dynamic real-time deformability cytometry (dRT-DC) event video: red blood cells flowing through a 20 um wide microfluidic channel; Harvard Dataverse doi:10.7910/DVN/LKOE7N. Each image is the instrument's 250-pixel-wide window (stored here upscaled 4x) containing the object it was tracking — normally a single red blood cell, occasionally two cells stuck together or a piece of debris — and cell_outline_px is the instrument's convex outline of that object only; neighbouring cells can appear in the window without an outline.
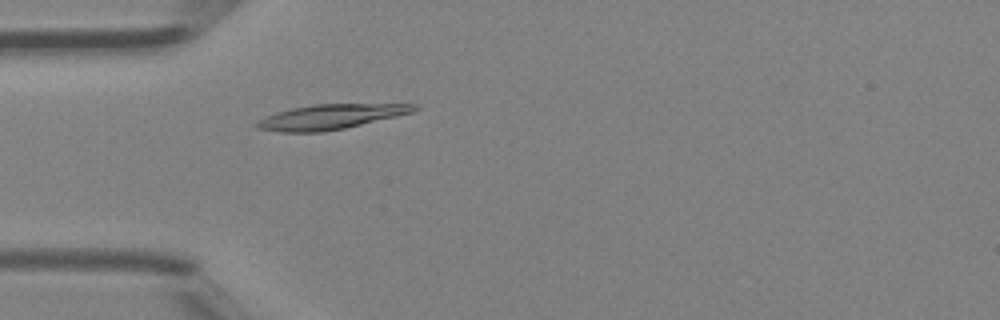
{"species": "Egyptian fruit bat (a non-hibernating species)", "species_latin": "Rousettus aegyptiacus", "temperature_condition": "room temperature", "stored_images_in_passage": 3, "camera_frame_rate_fps": 3000, "um_per_image_px": 0.085, "animal": {"sex": "female"}, "frame": {"image": 1, "passage_image": 3, "time_ms": 0.667, "image_size_px": [1000, 320], "cell_outline_px": [[420, 108], [412, 112], [396, 116], [344, 128], [324, 132], [280, 132], [256, 128], [256, 124], [260, 120], [276, 112], [292, 108], [316, 104], [420, 104]], "centroid_in_image_um": [28.13, 9.92], "position_along_channel_um": 56.9, "area_um2": 22.48}}